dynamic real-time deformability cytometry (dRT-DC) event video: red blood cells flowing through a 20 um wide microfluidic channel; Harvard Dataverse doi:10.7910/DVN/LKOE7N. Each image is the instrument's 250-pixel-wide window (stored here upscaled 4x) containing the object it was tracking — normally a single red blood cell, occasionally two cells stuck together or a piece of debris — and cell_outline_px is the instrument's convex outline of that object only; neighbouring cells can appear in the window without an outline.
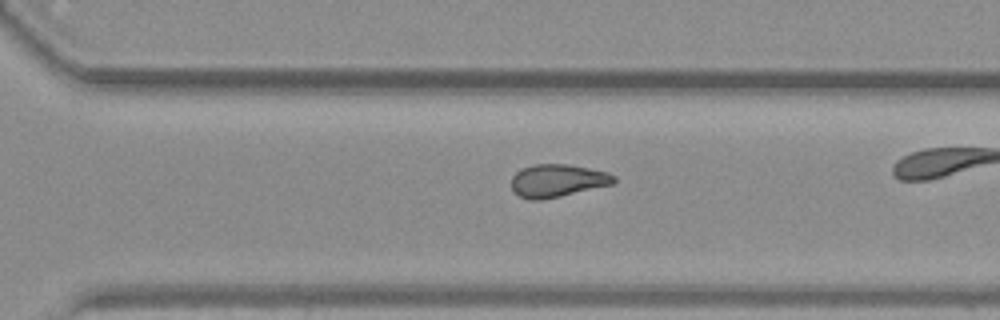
{"species": "common noctule bat (a hibernating species)", "species_latin": "Nyctalus noctula", "temperature_condition": "warm", "stored_images_in_passage": 38, "camera_frame_rate_fps": 3000, "um_per_image_px": 0.085, "animal": {"sex": "female", "body_mass_g": 19.3, "forearm_length_mm": 54.1}, "frame": {"image": 1, "passage_image": 33, "time_ms": 10.667, "image_size_px": [1000, 320], "cell_outline_px": [[616, 180], [612, 184], [560, 196], [540, 200], [528, 200], [512, 192], [512, 176], [516, 172], [532, 164], [568, 164], [608, 172], [616, 176]], "centroid_in_image_um": [47.36, 15.35], "position_along_channel_um": 323.2, "area_um2": 19.54}}